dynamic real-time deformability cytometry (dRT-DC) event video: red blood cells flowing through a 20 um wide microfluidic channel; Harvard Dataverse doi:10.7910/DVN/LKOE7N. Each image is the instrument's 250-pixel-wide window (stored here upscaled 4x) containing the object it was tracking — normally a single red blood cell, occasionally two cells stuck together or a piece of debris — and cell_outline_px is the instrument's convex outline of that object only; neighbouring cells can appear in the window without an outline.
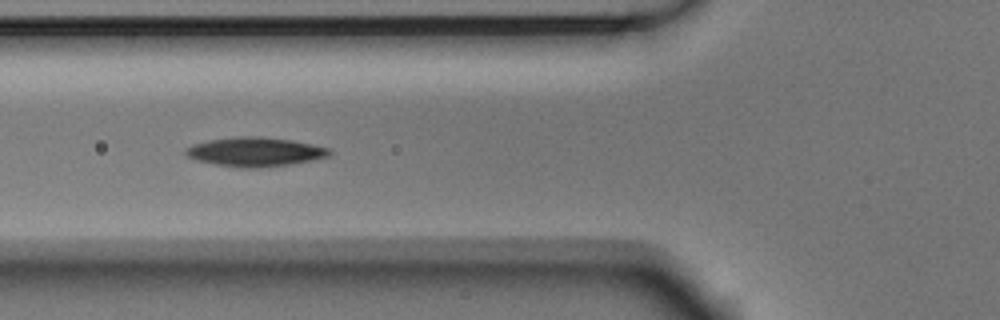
{"species": "Egyptian fruit bat (a non-hibernating species)", "species_latin": "Rousettus aegyptiacus", "temperature_condition": "room temperature", "stored_images_in_passage": 9, "camera_frame_rate_fps": 3000, "um_per_image_px": 0.085, "animal": {"sex": "male"}, "frame": {"image": 1, "passage_image": 6, "time_ms": 1.667, "image_size_px": [1000, 320], "cell_outline_px": [[332, 156], [292, 164], [256, 168], [240, 168], [216, 164], [196, 160], [188, 156], [184, 152], [192, 144], [208, 140], [236, 136], [260, 136], [292, 140], [328, 148], [332, 152]], "centroid_in_image_um": [21.7, 12.9], "position_along_channel_um": 104.1, "area_um2": 24.45}}